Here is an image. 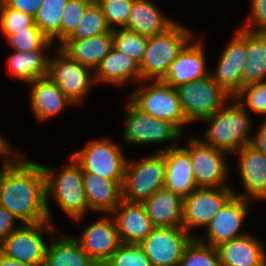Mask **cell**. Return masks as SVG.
<instances>
[{"instance_id":"obj_1","label":"cell","mask_w":266,"mask_h":266,"mask_svg":"<svg viewBox=\"0 0 266 266\" xmlns=\"http://www.w3.org/2000/svg\"><path fill=\"white\" fill-rule=\"evenodd\" d=\"M0 206L22 224L49 221L46 180L41 164L21 155L5 172L0 186Z\"/></svg>"},{"instance_id":"obj_2","label":"cell","mask_w":266,"mask_h":266,"mask_svg":"<svg viewBox=\"0 0 266 266\" xmlns=\"http://www.w3.org/2000/svg\"><path fill=\"white\" fill-rule=\"evenodd\" d=\"M70 162L59 172L42 165L46 180V208L51 222V211L48 200L54 197L57 206L75 222H79L89 209L83 187V170L79 163L70 155Z\"/></svg>"},{"instance_id":"obj_3","label":"cell","mask_w":266,"mask_h":266,"mask_svg":"<svg viewBox=\"0 0 266 266\" xmlns=\"http://www.w3.org/2000/svg\"><path fill=\"white\" fill-rule=\"evenodd\" d=\"M232 105L223 106L213 115L201 121L208 122L209 129L205 131L203 143L228 152L229 154L241 149L252 142L249 137L252 127L250 116L233 97Z\"/></svg>"},{"instance_id":"obj_4","label":"cell","mask_w":266,"mask_h":266,"mask_svg":"<svg viewBox=\"0 0 266 266\" xmlns=\"http://www.w3.org/2000/svg\"><path fill=\"white\" fill-rule=\"evenodd\" d=\"M194 37L192 31L177 21L165 32L150 37L140 64L141 81L162 80L172 61Z\"/></svg>"},{"instance_id":"obj_5","label":"cell","mask_w":266,"mask_h":266,"mask_svg":"<svg viewBox=\"0 0 266 266\" xmlns=\"http://www.w3.org/2000/svg\"><path fill=\"white\" fill-rule=\"evenodd\" d=\"M165 183V151L155 152L136 162L127 160L122 183V200L142 203Z\"/></svg>"},{"instance_id":"obj_6","label":"cell","mask_w":266,"mask_h":266,"mask_svg":"<svg viewBox=\"0 0 266 266\" xmlns=\"http://www.w3.org/2000/svg\"><path fill=\"white\" fill-rule=\"evenodd\" d=\"M146 84L141 81L135 84L130 101L141 111L156 118L164 119L175 124L181 131L187 121L176 88L163 83L161 80ZM142 84V85H141Z\"/></svg>"},{"instance_id":"obj_7","label":"cell","mask_w":266,"mask_h":266,"mask_svg":"<svg viewBox=\"0 0 266 266\" xmlns=\"http://www.w3.org/2000/svg\"><path fill=\"white\" fill-rule=\"evenodd\" d=\"M125 130L123 137L125 142L131 145H142L149 143L171 142L168 148L177 146V141L183 136V132L172 122L156 118L139 110L131 101L126 109ZM175 143V144H174Z\"/></svg>"},{"instance_id":"obj_8","label":"cell","mask_w":266,"mask_h":266,"mask_svg":"<svg viewBox=\"0 0 266 266\" xmlns=\"http://www.w3.org/2000/svg\"><path fill=\"white\" fill-rule=\"evenodd\" d=\"M176 90L189 123L213 115L224 106L227 99H232L211 75L180 85Z\"/></svg>"},{"instance_id":"obj_9","label":"cell","mask_w":266,"mask_h":266,"mask_svg":"<svg viewBox=\"0 0 266 266\" xmlns=\"http://www.w3.org/2000/svg\"><path fill=\"white\" fill-rule=\"evenodd\" d=\"M52 222L20 224L0 245V252L5 256L32 266H44L48 244L44 235L57 230Z\"/></svg>"},{"instance_id":"obj_10","label":"cell","mask_w":266,"mask_h":266,"mask_svg":"<svg viewBox=\"0 0 266 266\" xmlns=\"http://www.w3.org/2000/svg\"><path fill=\"white\" fill-rule=\"evenodd\" d=\"M83 172L97 174L111 180H123L127 165L121 147L109 139L91 140L83 149L70 153Z\"/></svg>"},{"instance_id":"obj_11","label":"cell","mask_w":266,"mask_h":266,"mask_svg":"<svg viewBox=\"0 0 266 266\" xmlns=\"http://www.w3.org/2000/svg\"><path fill=\"white\" fill-rule=\"evenodd\" d=\"M49 60L48 77L75 105L82 104L94 81L93 70L73 60L60 47ZM53 58V59H52Z\"/></svg>"},{"instance_id":"obj_12","label":"cell","mask_w":266,"mask_h":266,"mask_svg":"<svg viewBox=\"0 0 266 266\" xmlns=\"http://www.w3.org/2000/svg\"><path fill=\"white\" fill-rule=\"evenodd\" d=\"M232 188H197L183 197L182 228L190 233L192 229L206 227L213 216L235 195Z\"/></svg>"},{"instance_id":"obj_13","label":"cell","mask_w":266,"mask_h":266,"mask_svg":"<svg viewBox=\"0 0 266 266\" xmlns=\"http://www.w3.org/2000/svg\"><path fill=\"white\" fill-rule=\"evenodd\" d=\"M226 154L229 153L191 137V165L198 188L230 187L226 183L227 177H229Z\"/></svg>"},{"instance_id":"obj_14","label":"cell","mask_w":266,"mask_h":266,"mask_svg":"<svg viewBox=\"0 0 266 266\" xmlns=\"http://www.w3.org/2000/svg\"><path fill=\"white\" fill-rule=\"evenodd\" d=\"M195 237L182 227H155L140 244L152 266H179L186 246Z\"/></svg>"},{"instance_id":"obj_15","label":"cell","mask_w":266,"mask_h":266,"mask_svg":"<svg viewBox=\"0 0 266 266\" xmlns=\"http://www.w3.org/2000/svg\"><path fill=\"white\" fill-rule=\"evenodd\" d=\"M248 200L234 195L211 219L206 226V238L195 237L201 243L217 248L225 242L247 234L240 232L249 213Z\"/></svg>"},{"instance_id":"obj_16","label":"cell","mask_w":266,"mask_h":266,"mask_svg":"<svg viewBox=\"0 0 266 266\" xmlns=\"http://www.w3.org/2000/svg\"><path fill=\"white\" fill-rule=\"evenodd\" d=\"M223 49L216 70L210 72L216 83L232 98L242 89L246 59V29L240 27Z\"/></svg>"},{"instance_id":"obj_17","label":"cell","mask_w":266,"mask_h":266,"mask_svg":"<svg viewBox=\"0 0 266 266\" xmlns=\"http://www.w3.org/2000/svg\"><path fill=\"white\" fill-rule=\"evenodd\" d=\"M103 214L89 226L86 225L83 235L76 238L82 249L100 266H102L121 244L114 219Z\"/></svg>"},{"instance_id":"obj_18","label":"cell","mask_w":266,"mask_h":266,"mask_svg":"<svg viewBox=\"0 0 266 266\" xmlns=\"http://www.w3.org/2000/svg\"><path fill=\"white\" fill-rule=\"evenodd\" d=\"M233 154L238 155L239 175L244 185L242 194L236 196L246 200L266 199V157L251 143Z\"/></svg>"},{"instance_id":"obj_19","label":"cell","mask_w":266,"mask_h":266,"mask_svg":"<svg viewBox=\"0 0 266 266\" xmlns=\"http://www.w3.org/2000/svg\"><path fill=\"white\" fill-rule=\"evenodd\" d=\"M194 38L172 61L167 74L161 80L163 83L177 88L196 79L210 75L206 66L205 51L202 42ZM192 42V44H191Z\"/></svg>"},{"instance_id":"obj_20","label":"cell","mask_w":266,"mask_h":266,"mask_svg":"<svg viewBox=\"0 0 266 266\" xmlns=\"http://www.w3.org/2000/svg\"><path fill=\"white\" fill-rule=\"evenodd\" d=\"M185 147H172L165 150L164 188L182 197L197 189L191 165L190 140Z\"/></svg>"},{"instance_id":"obj_21","label":"cell","mask_w":266,"mask_h":266,"mask_svg":"<svg viewBox=\"0 0 266 266\" xmlns=\"http://www.w3.org/2000/svg\"><path fill=\"white\" fill-rule=\"evenodd\" d=\"M110 214L121 243H141L155 228L142 203L122 200Z\"/></svg>"},{"instance_id":"obj_22","label":"cell","mask_w":266,"mask_h":266,"mask_svg":"<svg viewBox=\"0 0 266 266\" xmlns=\"http://www.w3.org/2000/svg\"><path fill=\"white\" fill-rule=\"evenodd\" d=\"M29 85H31L29 91L31 110L40 121L60 114L64 111V107L73 104L48 75L35 79Z\"/></svg>"},{"instance_id":"obj_23","label":"cell","mask_w":266,"mask_h":266,"mask_svg":"<svg viewBox=\"0 0 266 266\" xmlns=\"http://www.w3.org/2000/svg\"><path fill=\"white\" fill-rule=\"evenodd\" d=\"M123 180H111L83 172V187L91 211L111 213L122 201Z\"/></svg>"},{"instance_id":"obj_24","label":"cell","mask_w":266,"mask_h":266,"mask_svg":"<svg viewBox=\"0 0 266 266\" xmlns=\"http://www.w3.org/2000/svg\"><path fill=\"white\" fill-rule=\"evenodd\" d=\"M250 234H245L217 247L223 266H266V250Z\"/></svg>"},{"instance_id":"obj_25","label":"cell","mask_w":266,"mask_h":266,"mask_svg":"<svg viewBox=\"0 0 266 266\" xmlns=\"http://www.w3.org/2000/svg\"><path fill=\"white\" fill-rule=\"evenodd\" d=\"M95 83L123 86L132 79L141 82L140 65L128 55L112 48L93 71Z\"/></svg>"},{"instance_id":"obj_26","label":"cell","mask_w":266,"mask_h":266,"mask_svg":"<svg viewBox=\"0 0 266 266\" xmlns=\"http://www.w3.org/2000/svg\"><path fill=\"white\" fill-rule=\"evenodd\" d=\"M155 227H182L183 197L161 188L142 202Z\"/></svg>"},{"instance_id":"obj_27","label":"cell","mask_w":266,"mask_h":266,"mask_svg":"<svg viewBox=\"0 0 266 266\" xmlns=\"http://www.w3.org/2000/svg\"><path fill=\"white\" fill-rule=\"evenodd\" d=\"M176 21L165 16L149 0H134L125 29L148 38L165 32Z\"/></svg>"},{"instance_id":"obj_28","label":"cell","mask_w":266,"mask_h":266,"mask_svg":"<svg viewBox=\"0 0 266 266\" xmlns=\"http://www.w3.org/2000/svg\"><path fill=\"white\" fill-rule=\"evenodd\" d=\"M59 47L73 60L94 71L113 48V36L103 33L83 40H65Z\"/></svg>"},{"instance_id":"obj_29","label":"cell","mask_w":266,"mask_h":266,"mask_svg":"<svg viewBox=\"0 0 266 266\" xmlns=\"http://www.w3.org/2000/svg\"><path fill=\"white\" fill-rule=\"evenodd\" d=\"M44 266H100L73 236L55 240L47 246Z\"/></svg>"},{"instance_id":"obj_30","label":"cell","mask_w":266,"mask_h":266,"mask_svg":"<svg viewBox=\"0 0 266 266\" xmlns=\"http://www.w3.org/2000/svg\"><path fill=\"white\" fill-rule=\"evenodd\" d=\"M266 80V32L246 30V59L242 87Z\"/></svg>"},{"instance_id":"obj_31","label":"cell","mask_w":266,"mask_h":266,"mask_svg":"<svg viewBox=\"0 0 266 266\" xmlns=\"http://www.w3.org/2000/svg\"><path fill=\"white\" fill-rule=\"evenodd\" d=\"M49 60L50 57L44 54V50L14 51L8 57L7 63L9 73L28 84L48 75Z\"/></svg>"},{"instance_id":"obj_32","label":"cell","mask_w":266,"mask_h":266,"mask_svg":"<svg viewBox=\"0 0 266 266\" xmlns=\"http://www.w3.org/2000/svg\"><path fill=\"white\" fill-rule=\"evenodd\" d=\"M68 0H43L35 18V24L53 42L60 41V25Z\"/></svg>"},{"instance_id":"obj_33","label":"cell","mask_w":266,"mask_h":266,"mask_svg":"<svg viewBox=\"0 0 266 266\" xmlns=\"http://www.w3.org/2000/svg\"><path fill=\"white\" fill-rule=\"evenodd\" d=\"M112 33L98 3L91 2L73 33L66 40H83L94 35Z\"/></svg>"},{"instance_id":"obj_34","label":"cell","mask_w":266,"mask_h":266,"mask_svg":"<svg viewBox=\"0 0 266 266\" xmlns=\"http://www.w3.org/2000/svg\"><path fill=\"white\" fill-rule=\"evenodd\" d=\"M112 36L113 48L133 58L140 65L149 38L119 27L112 30Z\"/></svg>"},{"instance_id":"obj_35","label":"cell","mask_w":266,"mask_h":266,"mask_svg":"<svg viewBox=\"0 0 266 266\" xmlns=\"http://www.w3.org/2000/svg\"><path fill=\"white\" fill-rule=\"evenodd\" d=\"M179 266H223L217 248L196 238L186 246Z\"/></svg>"},{"instance_id":"obj_36","label":"cell","mask_w":266,"mask_h":266,"mask_svg":"<svg viewBox=\"0 0 266 266\" xmlns=\"http://www.w3.org/2000/svg\"><path fill=\"white\" fill-rule=\"evenodd\" d=\"M7 42L14 51L28 52L32 50H46L53 42L34 24L32 27L8 35Z\"/></svg>"},{"instance_id":"obj_37","label":"cell","mask_w":266,"mask_h":266,"mask_svg":"<svg viewBox=\"0 0 266 266\" xmlns=\"http://www.w3.org/2000/svg\"><path fill=\"white\" fill-rule=\"evenodd\" d=\"M102 266H152L140 243H121Z\"/></svg>"},{"instance_id":"obj_38","label":"cell","mask_w":266,"mask_h":266,"mask_svg":"<svg viewBox=\"0 0 266 266\" xmlns=\"http://www.w3.org/2000/svg\"><path fill=\"white\" fill-rule=\"evenodd\" d=\"M234 98L244 109L263 114L266 118V80L243 86Z\"/></svg>"},{"instance_id":"obj_39","label":"cell","mask_w":266,"mask_h":266,"mask_svg":"<svg viewBox=\"0 0 266 266\" xmlns=\"http://www.w3.org/2000/svg\"><path fill=\"white\" fill-rule=\"evenodd\" d=\"M34 24L33 16L8 7L0 0V30L5 37L32 27Z\"/></svg>"},{"instance_id":"obj_40","label":"cell","mask_w":266,"mask_h":266,"mask_svg":"<svg viewBox=\"0 0 266 266\" xmlns=\"http://www.w3.org/2000/svg\"><path fill=\"white\" fill-rule=\"evenodd\" d=\"M134 0H100L98 2L102 13L111 30L127 26L129 13ZM116 25V26H115Z\"/></svg>"},{"instance_id":"obj_41","label":"cell","mask_w":266,"mask_h":266,"mask_svg":"<svg viewBox=\"0 0 266 266\" xmlns=\"http://www.w3.org/2000/svg\"><path fill=\"white\" fill-rule=\"evenodd\" d=\"M90 3V0H68L60 25V44L73 33Z\"/></svg>"},{"instance_id":"obj_42","label":"cell","mask_w":266,"mask_h":266,"mask_svg":"<svg viewBox=\"0 0 266 266\" xmlns=\"http://www.w3.org/2000/svg\"><path fill=\"white\" fill-rule=\"evenodd\" d=\"M251 14L242 28L254 32H266V0H250Z\"/></svg>"},{"instance_id":"obj_43","label":"cell","mask_w":266,"mask_h":266,"mask_svg":"<svg viewBox=\"0 0 266 266\" xmlns=\"http://www.w3.org/2000/svg\"><path fill=\"white\" fill-rule=\"evenodd\" d=\"M8 7L35 17L43 0H2Z\"/></svg>"},{"instance_id":"obj_44","label":"cell","mask_w":266,"mask_h":266,"mask_svg":"<svg viewBox=\"0 0 266 266\" xmlns=\"http://www.w3.org/2000/svg\"><path fill=\"white\" fill-rule=\"evenodd\" d=\"M18 220L6 208L0 206V245L5 241V238L18 227L15 226V221ZM15 226V227H14Z\"/></svg>"},{"instance_id":"obj_45","label":"cell","mask_w":266,"mask_h":266,"mask_svg":"<svg viewBox=\"0 0 266 266\" xmlns=\"http://www.w3.org/2000/svg\"><path fill=\"white\" fill-rule=\"evenodd\" d=\"M257 131L252 138L251 144L266 157V118Z\"/></svg>"},{"instance_id":"obj_46","label":"cell","mask_w":266,"mask_h":266,"mask_svg":"<svg viewBox=\"0 0 266 266\" xmlns=\"http://www.w3.org/2000/svg\"><path fill=\"white\" fill-rule=\"evenodd\" d=\"M18 154L19 152L12 151L9 141L0 134V155L3 157L2 161H12Z\"/></svg>"},{"instance_id":"obj_47","label":"cell","mask_w":266,"mask_h":266,"mask_svg":"<svg viewBox=\"0 0 266 266\" xmlns=\"http://www.w3.org/2000/svg\"><path fill=\"white\" fill-rule=\"evenodd\" d=\"M0 266H32V265L9 258L0 252Z\"/></svg>"},{"instance_id":"obj_48","label":"cell","mask_w":266,"mask_h":266,"mask_svg":"<svg viewBox=\"0 0 266 266\" xmlns=\"http://www.w3.org/2000/svg\"><path fill=\"white\" fill-rule=\"evenodd\" d=\"M21 155L18 154L15 159H13L12 161H9V162H2V168L0 169V186H1V182H2V179H3V175H4V172L20 157Z\"/></svg>"},{"instance_id":"obj_49","label":"cell","mask_w":266,"mask_h":266,"mask_svg":"<svg viewBox=\"0 0 266 266\" xmlns=\"http://www.w3.org/2000/svg\"><path fill=\"white\" fill-rule=\"evenodd\" d=\"M90 1L98 3L100 0H90Z\"/></svg>"}]
</instances>
